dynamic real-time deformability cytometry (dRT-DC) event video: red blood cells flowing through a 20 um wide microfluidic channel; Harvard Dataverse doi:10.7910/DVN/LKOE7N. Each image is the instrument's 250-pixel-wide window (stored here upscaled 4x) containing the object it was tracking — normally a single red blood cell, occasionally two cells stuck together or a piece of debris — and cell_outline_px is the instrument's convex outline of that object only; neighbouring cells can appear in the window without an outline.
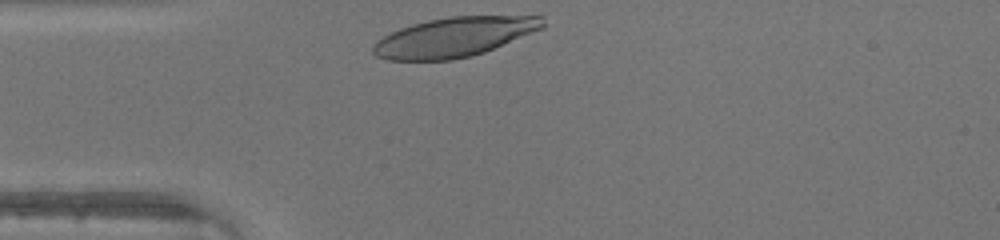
{"species": "human", "species_latin": "Homo sapiens", "temperature_condition": "warm", "stored_images_in_passage": 25, "camera_frame_rate_fps": 3000, "um_per_image_px": 0.085, "donor": {"sex": "male"}, "frame": {"image": 1, "passage_image": 1, "time_ms": 0.0, "image_size_px": [1000, 240], "cell_outline_px": [[544, 28], [484, 52], [472, 56], [452, 60], [388, 60], [376, 56], [372, 52], [372, 44], [376, 40], [400, 28], [412, 24], [428, 20], [452, 16], [544, 16]], "centroid_in_image_um": [38.59, 3.15], "position_along_channel_um": 46.4, "area_um2": 39.07}}
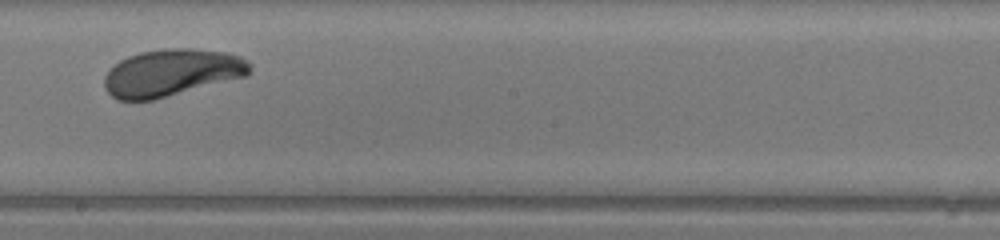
{"frame": {"image": 2, "passage_image": 15, "time_ms": 4.667, "image_size_px": [1000, 240], "cell_outline_px": [[252, 68], [248, 76], [152, 100], [116, 100], [104, 88], [104, 76], [108, 68], [120, 60], [128, 56], [140, 52], [164, 48], [192, 48], [228, 52], [240, 56], [248, 60], [252, 64]], "centroid_in_image_um": [14.6, 6.16], "position_along_channel_um": 233.6, "area_um2": 40.4}}
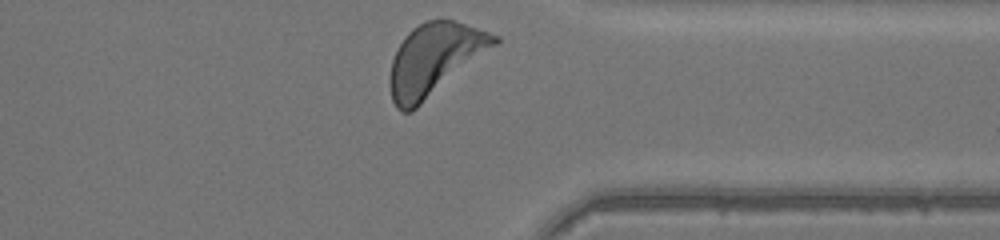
{"frame": {"image": 3, "passage_image": 25, "time_ms": 8.0, "image_size_px": [1000, 240], "cell_outline_px": [[500, 40], [496, 44], [412, 112], [400, 112], [396, 108], [392, 100], [388, 80], [392, 60], [400, 44], [408, 32], [412, 28], [428, 20], [452, 20], [500, 36]], "centroid_in_image_um": [36.88, 5.08], "position_along_channel_um": 374.5, "area_um2": 43.0}}